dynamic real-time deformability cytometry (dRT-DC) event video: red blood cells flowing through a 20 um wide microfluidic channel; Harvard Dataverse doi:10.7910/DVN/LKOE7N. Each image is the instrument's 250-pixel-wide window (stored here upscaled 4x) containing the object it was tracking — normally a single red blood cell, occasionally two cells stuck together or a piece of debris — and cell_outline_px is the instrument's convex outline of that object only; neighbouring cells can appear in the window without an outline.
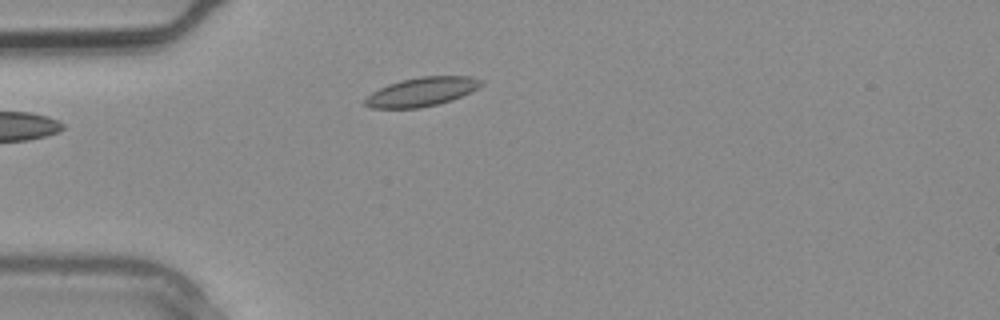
{"species": "common noctule bat (a hibernating species)", "species_latin": "Nyctalus noctula", "temperature_condition": "warm", "stored_images_in_passage": 2, "camera_frame_rate_fps": 3000, "um_per_image_px": 0.085, "animal": {"sex": "male", "body_mass_g": 20.4}, "frame": {"image": 1, "passage_image": 2, "time_ms": 0.333, "image_size_px": [1000, 320], "cell_outline_px": [[484, 84], [452, 100], [420, 108], [372, 108], [364, 104], [364, 100], [372, 92], [388, 84], [400, 80], [420, 76], [468, 76], [484, 80]], "centroid_in_image_um": [35.84, 7.79], "position_along_channel_um": 49.2, "area_um2": 19.42}}